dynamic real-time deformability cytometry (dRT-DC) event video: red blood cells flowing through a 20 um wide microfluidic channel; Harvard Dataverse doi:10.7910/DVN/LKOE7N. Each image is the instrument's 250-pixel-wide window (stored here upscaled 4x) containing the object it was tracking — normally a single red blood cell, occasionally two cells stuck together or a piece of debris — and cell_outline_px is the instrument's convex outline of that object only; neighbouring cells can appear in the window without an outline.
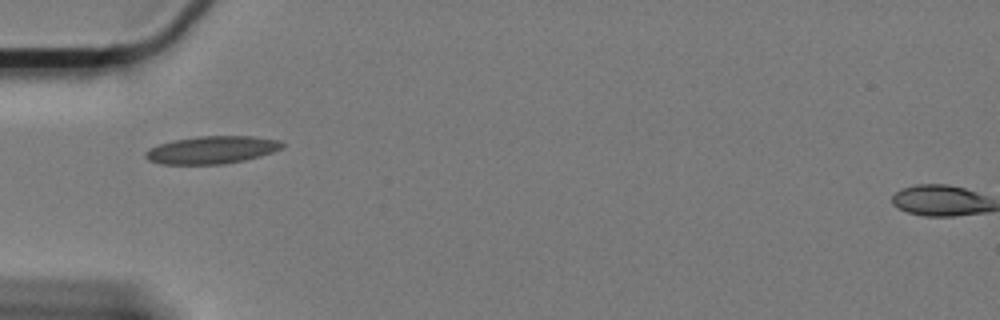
{"species": "Egyptian fruit bat (a non-hibernating species)", "species_latin": "Rousettus aegyptiacus", "temperature_condition": "cold", "stored_images_in_passage": 4, "camera_frame_rate_fps": 3000, "um_per_image_px": 0.085, "animal": {"sex": "female"}, "frame": {"image": 1, "passage_image": 1, "time_ms": 0.0, "image_size_px": [1000, 320], "cell_outline_px": [[284, 144], [280, 148], [272, 152], [260, 156], [244, 160], [224, 164], [160, 164], [148, 160], [144, 156], [144, 152], [148, 148], [172, 140], [200, 136], [252, 136], [280, 140]], "centroid_in_image_um": [17.96, 12.74], "position_along_channel_um": 67.0, "area_um2": 22.02}}
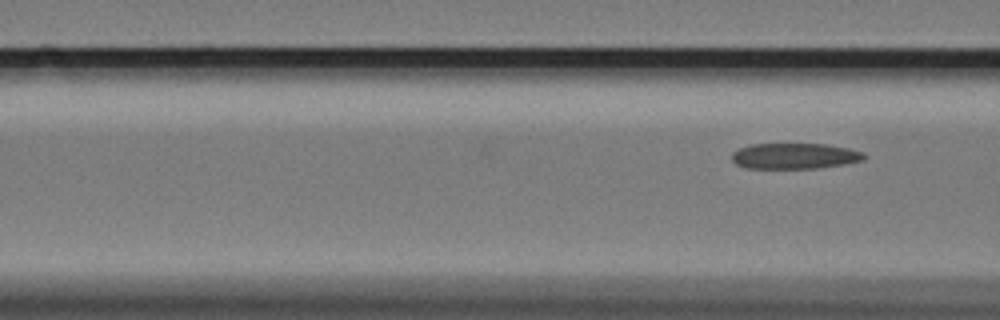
{"frame": {"image": 2, "passage_image": 4, "time_ms": 1.0, "image_size_px": [1000, 320], "cell_outline_px": [[868, 156], [864, 160], [844, 164], [816, 168], [744, 168], [736, 164], [732, 160], [732, 152], [740, 148], [752, 144], [828, 144], [848, 148], [864, 152]], "centroid_in_image_um": [67.57, 13.26], "position_along_channel_um": 99.0, "area_um2": 19.94}}